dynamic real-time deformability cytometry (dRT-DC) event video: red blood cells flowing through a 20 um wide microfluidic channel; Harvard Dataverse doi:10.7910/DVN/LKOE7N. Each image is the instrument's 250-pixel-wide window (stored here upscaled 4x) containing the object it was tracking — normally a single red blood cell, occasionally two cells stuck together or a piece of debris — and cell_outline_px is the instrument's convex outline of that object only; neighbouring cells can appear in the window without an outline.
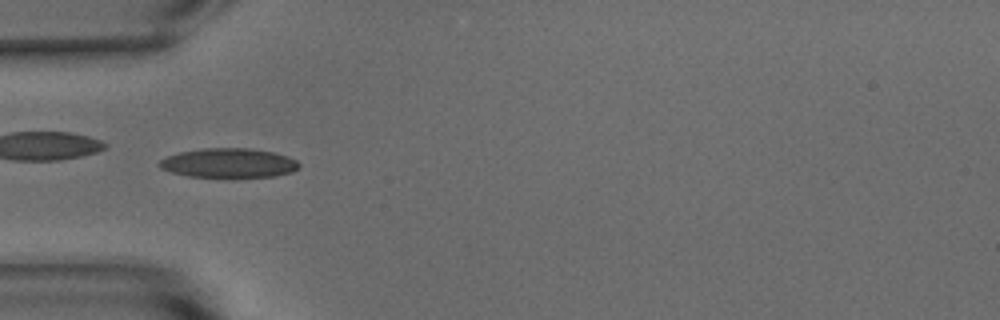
{"species": "common noctule bat (a hibernating species)", "species_latin": "Nyctalus noctula", "temperature_condition": "warm", "stored_images_in_passage": 53, "camera_frame_rate_fps": 3000, "um_per_image_px": 0.085, "animal": {"sex": "male", "body_mass_g": 15.6}, "frame": {"image": 1, "passage_image": 16, "time_ms": 5.0, "image_size_px": [1000, 320], "cell_outline_px": [[300, 168], [292, 172], [276, 176], [232, 180], [188, 176], [172, 172], [160, 168], [156, 164], [160, 160], [168, 156], [180, 152], [204, 148], [248, 148], [272, 152], [288, 156], [296, 160], [300, 164]], "centroid_in_image_um": [19.47, 13.91], "position_along_channel_um": 65.5, "area_um2": 24.91}}
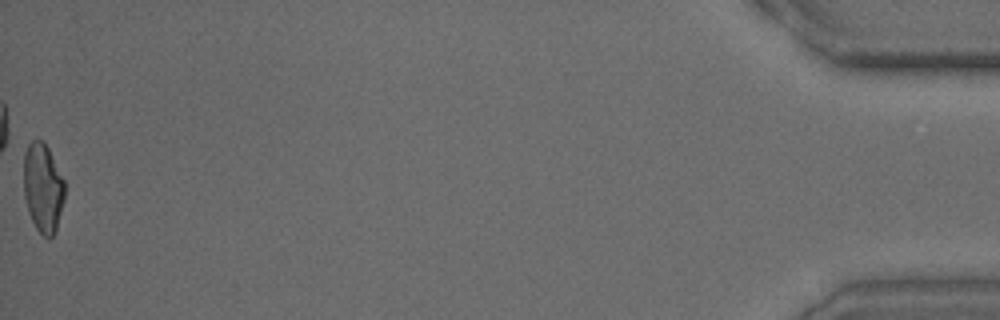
{"frame": {"image": 2, "passage_image": 53, "time_ms": 17.333, "image_size_px": [1000, 320], "cell_outline_px": [[64, 200], [56, 232], [52, 236], [44, 236], [36, 228], [28, 212], [24, 196], [24, 152], [28, 144], [32, 140], [44, 140], [64, 180]], "centroid_in_image_um": [3.64, 15.95], "position_along_channel_um": 431.6, "area_um2": 21.27}, "authors_computed_cell_mechanics": {"area_um2": 22.0796, "velocity_mm_per_s": 3.7659, "shape_relaxation_time_tau1_ms": 7.3087, "shape_relaxation_time_tau2_ms": 1.7705, "deformation_change_tau1": 0.2185, "deformation_change_tau2": 0.0847}}